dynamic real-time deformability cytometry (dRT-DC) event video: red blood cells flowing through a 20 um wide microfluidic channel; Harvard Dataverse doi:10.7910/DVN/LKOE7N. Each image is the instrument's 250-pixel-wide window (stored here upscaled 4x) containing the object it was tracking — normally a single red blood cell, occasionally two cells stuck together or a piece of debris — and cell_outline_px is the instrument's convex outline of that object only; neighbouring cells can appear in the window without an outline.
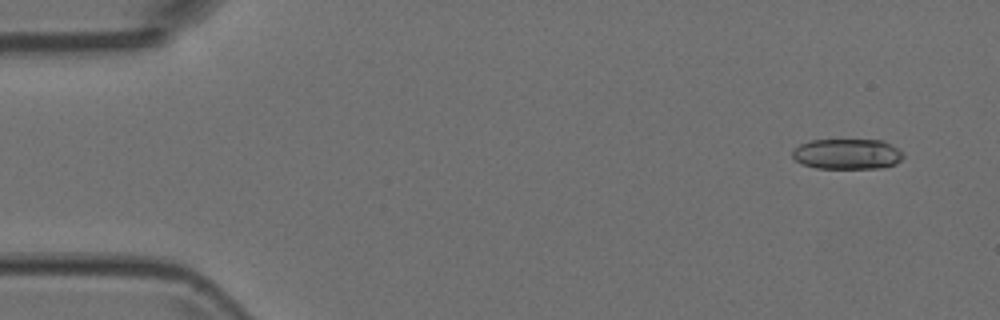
{"species": "Egyptian fruit bat (a non-hibernating species)", "species_latin": "Rousettus aegyptiacus", "temperature_condition": "room temperature", "stored_images_in_passage": 7, "camera_frame_rate_fps": 3000, "um_per_image_px": 0.085, "animal": {"sex": "female"}, "frame": {"image": 1, "passage_image": 1, "time_ms": 0.0, "image_size_px": [1000, 320], "cell_outline_px": [[904, 156], [896, 164], [880, 168], [816, 168], [804, 164], [796, 160], [792, 156], [792, 152], [800, 144], [808, 140], [880, 140], [896, 148]], "centroid_in_image_um": [71.99, 13.09], "position_along_channel_um": 13.0, "area_um2": 19.42}}
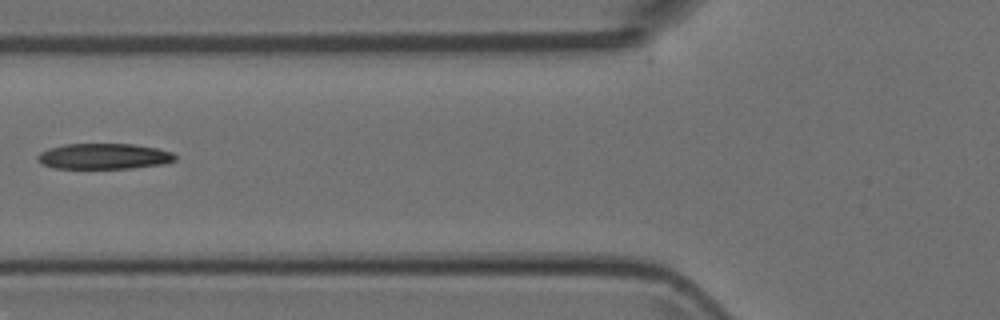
{"frame": {"image": 2, "passage_image": 6, "time_ms": 1.667, "image_size_px": [1000, 320], "cell_outline_px": [[176, 160], [164, 164], [132, 168], [52, 168], [36, 160], [36, 156], [40, 152], [48, 148], [64, 144], [132, 144], [156, 148], [172, 152], [176, 156]], "centroid_in_image_um": [8.82, 13.28], "position_along_channel_um": 117.0, "area_um2": 20.63}}
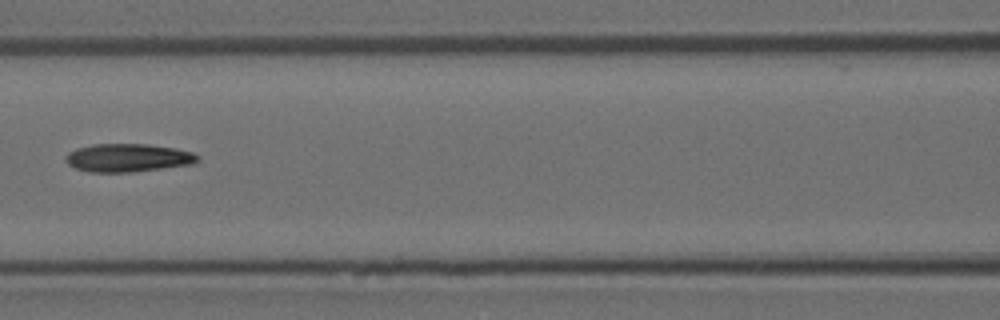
{"frame": {"image": 3, "passage_image": 7, "time_ms": 2.0, "image_size_px": [1000, 320], "cell_outline_px": [[200, 160], [192, 164], [132, 172], [88, 172], [76, 168], [68, 164], [64, 160], [64, 156], [68, 152], [76, 148], [92, 144], [148, 144], [176, 148], [192, 152], [200, 156]], "centroid_in_image_um": [10.86, 13.41], "position_along_channel_um": 155.7, "area_um2": 21.85}}